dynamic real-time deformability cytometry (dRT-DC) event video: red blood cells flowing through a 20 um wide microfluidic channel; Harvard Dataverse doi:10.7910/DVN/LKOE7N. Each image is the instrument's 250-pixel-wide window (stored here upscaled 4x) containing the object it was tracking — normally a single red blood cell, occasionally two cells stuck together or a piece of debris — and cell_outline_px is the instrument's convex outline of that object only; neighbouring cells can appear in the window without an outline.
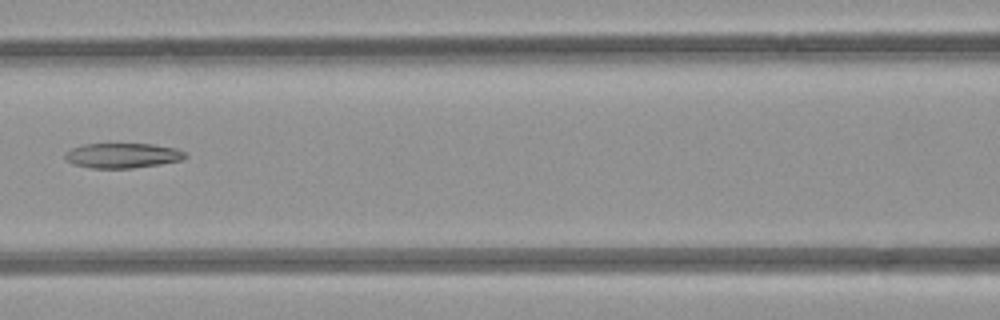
{"species": "common noctule bat (a hibernating species)", "species_latin": "Nyctalus noctula", "temperature_condition": "room temperature", "stored_images_in_passage": 4, "camera_frame_rate_fps": 3000, "um_per_image_px": 0.085, "animal": {"sex": "female", "body_mass_g": 21.9}, "frame": {"image": 1, "passage_image": 4, "time_ms": 3.333, "image_size_px": [1000, 320], "cell_outline_px": [[188, 156], [184, 160], [160, 164], [132, 168], [92, 168], [72, 164], [64, 156], [72, 148], [84, 144], [152, 144], [176, 148], [184, 152]], "centroid_in_image_um": [10.46, 13.22], "position_along_channel_um": 156.1, "area_um2": 17.4}}